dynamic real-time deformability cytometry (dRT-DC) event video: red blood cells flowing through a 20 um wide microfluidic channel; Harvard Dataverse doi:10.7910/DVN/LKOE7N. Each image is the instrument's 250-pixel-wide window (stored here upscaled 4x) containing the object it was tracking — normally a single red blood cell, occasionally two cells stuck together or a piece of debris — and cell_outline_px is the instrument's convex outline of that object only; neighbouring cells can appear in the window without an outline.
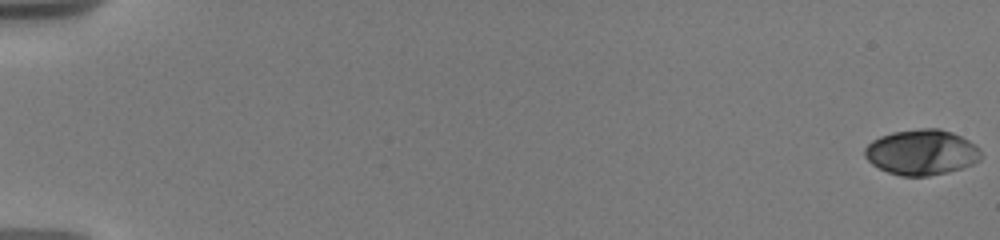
{"species": "human", "species_latin": "Homo sapiens", "temperature_condition": "warm", "stored_images_in_passage": 44, "camera_frame_rate_fps": 3000, "um_per_image_px": 0.085, "donor": {"sex": "male"}, "frame": {"image": 1, "passage_image": 1, "time_ms": 0.0, "image_size_px": [1000, 240], "cell_outline_px": [[980, 160], [972, 164], [948, 172], [928, 176], [900, 176], [888, 172], [872, 164], [864, 156], [864, 148], [872, 140], [880, 136], [892, 132], [920, 128], [940, 128], [952, 132], [976, 144], [980, 148]], "centroid_in_image_um": [78.33, 12.93], "position_along_channel_um": 6.7, "area_um2": 30.87}}
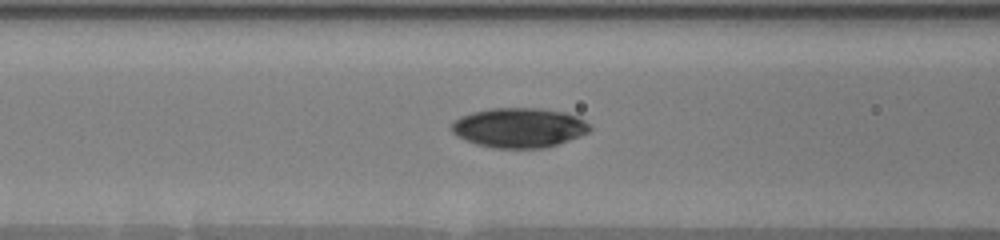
{"frame": {"image": 2, "passage_image": 23, "time_ms": 8.333, "image_size_px": [1000, 240], "cell_outline_px": [[592, 128], [588, 132], [580, 136], [544, 148], [492, 148], [476, 144], [464, 140], [456, 136], [452, 132], [452, 124], [460, 116], [472, 112], [492, 108], [540, 108], [564, 112], [576, 116], [584, 120]], "centroid_in_image_um": [44.1, 10.85], "position_along_channel_um": 122.5, "area_um2": 31.96}}
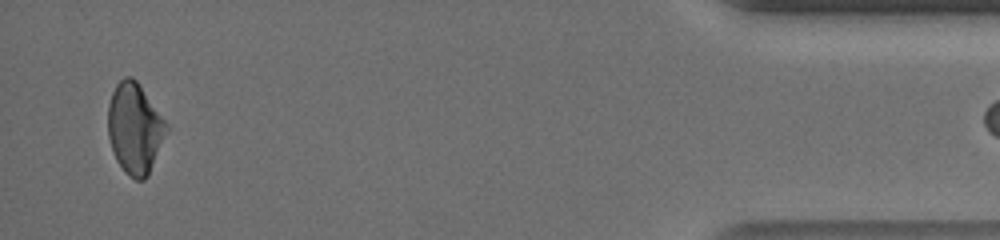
{"frame": {"image": 3, "passage_image": 43, "time_ms": 18.333, "image_size_px": [1000, 240], "cell_outline_px": [[168, 128], [148, 176], [144, 180], [136, 180], [128, 176], [124, 172], [116, 160], [108, 136], [108, 104], [112, 92], [116, 84], [124, 76], [132, 76], [136, 80], [168, 124]], "centroid_in_image_um": [11.44, 10.92], "position_along_channel_um": 423.8, "area_um2": 30.75}}